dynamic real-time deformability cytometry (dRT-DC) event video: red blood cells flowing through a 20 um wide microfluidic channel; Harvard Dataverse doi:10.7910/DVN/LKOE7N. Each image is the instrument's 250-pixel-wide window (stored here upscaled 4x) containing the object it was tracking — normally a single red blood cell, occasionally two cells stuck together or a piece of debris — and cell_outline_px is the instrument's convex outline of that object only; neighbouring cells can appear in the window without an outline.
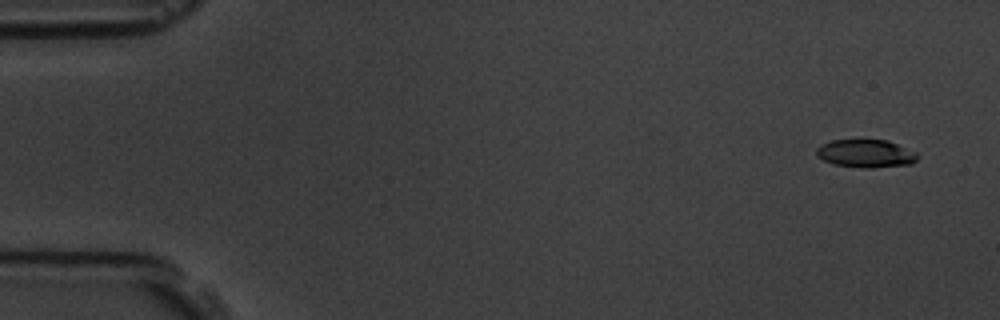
{"species": "common noctule bat (a hibernating species)", "species_latin": "Nyctalus noctula", "temperature_condition": "room temperature", "stored_images_in_passage": 5, "camera_frame_rate_fps": 3000, "um_per_image_px": 0.085, "animal": {"sex": "male", "body_mass_g": 19.5, "forearm_length_mm": 54.6}, "frame": {"image": 1, "passage_image": 1, "time_ms": 0.0, "image_size_px": [1000, 320], "cell_outline_px": [[920, 156], [912, 164], [872, 168], [864, 168], [832, 164], [816, 156], [816, 148], [820, 144], [832, 140], [888, 140], [916, 152]], "centroid_in_image_um": [73.59, 13.05], "position_along_channel_um": 11.4, "area_um2": 16.65}}
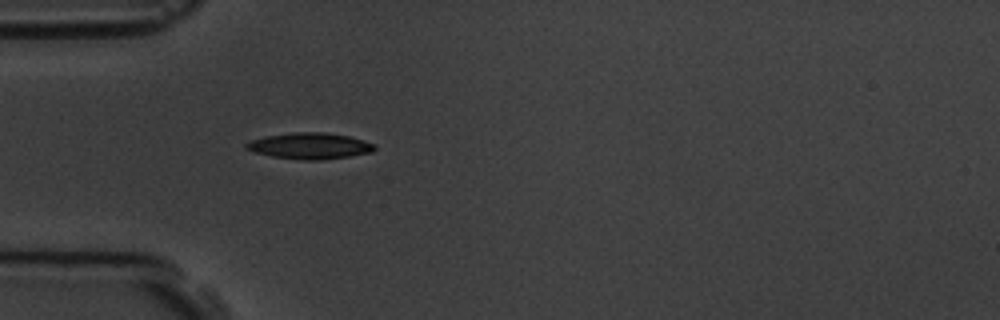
{"frame": {"image": 2, "passage_image": 5, "time_ms": 4.667, "image_size_px": [1000, 320], "cell_outline_px": [[376, 148], [372, 152], [348, 156], [320, 160], [304, 160], [272, 156], [256, 152], [244, 148], [244, 144], [252, 140], [264, 136], [292, 132], [328, 132], [348, 136], [364, 140], [376, 144]], "centroid_in_image_um": [26.34, 12.39], "position_along_channel_um": 58.7, "area_um2": 19.59}}